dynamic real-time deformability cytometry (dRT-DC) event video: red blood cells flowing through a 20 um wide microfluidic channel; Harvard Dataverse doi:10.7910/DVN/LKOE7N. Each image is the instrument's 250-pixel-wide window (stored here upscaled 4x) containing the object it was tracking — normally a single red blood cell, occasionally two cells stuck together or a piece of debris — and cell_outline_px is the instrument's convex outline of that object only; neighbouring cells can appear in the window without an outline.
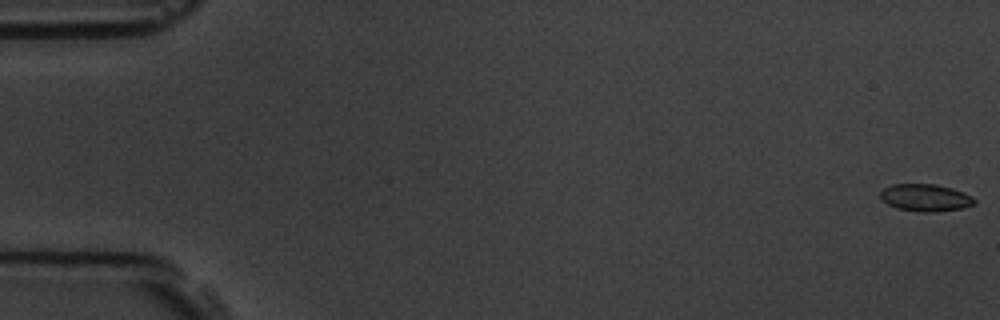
{"species": "common noctule bat (a hibernating species)", "species_latin": "Nyctalus noctula", "temperature_condition": "room temperature", "stored_images_in_passage": 6, "camera_frame_rate_fps": 3000, "um_per_image_px": 0.085, "animal": {"sex": "male", "body_mass_g": 19.5, "forearm_length_mm": 54.6}, "frame": {"image": 1, "passage_image": 1, "time_ms": 0.0, "image_size_px": [1000, 320], "cell_outline_px": [[976, 204], [964, 208], [936, 212], [920, 212], [896, 208], [880, 200], [880, 192], [884, 188], [892, 184], [936, 184], [952, 188], [964, 192], [972, 196], [976, 200]], "centroid_in_image_um": [78.68, 16.81], "position_along_channel_um": 6.3, "area_um2": 15.2}}
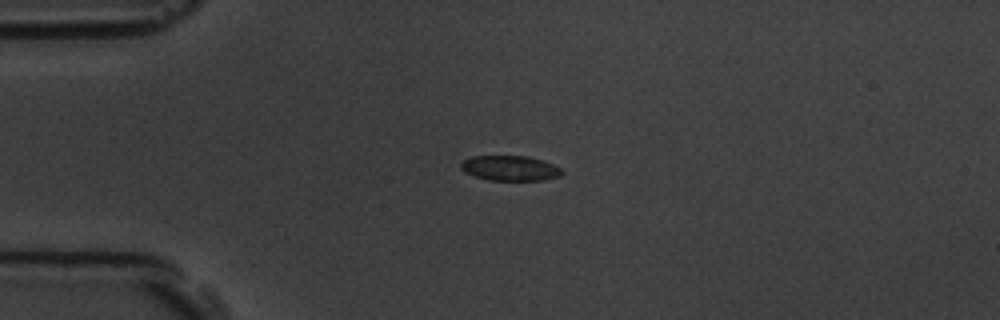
{"frame": {"image": 2, "passage_image": 5, "time_ms": 4.333, "image_size_px": [1000, 320], "cell_outline_px": [[564, 172], [560, 176], [544, 180], [488, 180], [464, 172], [460, 168], [460, 164], [464, 160], [472, 156], [528, 156], [552, 164], [560, 168]], "centroid_in_image_um": [43.34, 14.3], "position_along_channel_um": 41.7, "area_um2": 14.68}}